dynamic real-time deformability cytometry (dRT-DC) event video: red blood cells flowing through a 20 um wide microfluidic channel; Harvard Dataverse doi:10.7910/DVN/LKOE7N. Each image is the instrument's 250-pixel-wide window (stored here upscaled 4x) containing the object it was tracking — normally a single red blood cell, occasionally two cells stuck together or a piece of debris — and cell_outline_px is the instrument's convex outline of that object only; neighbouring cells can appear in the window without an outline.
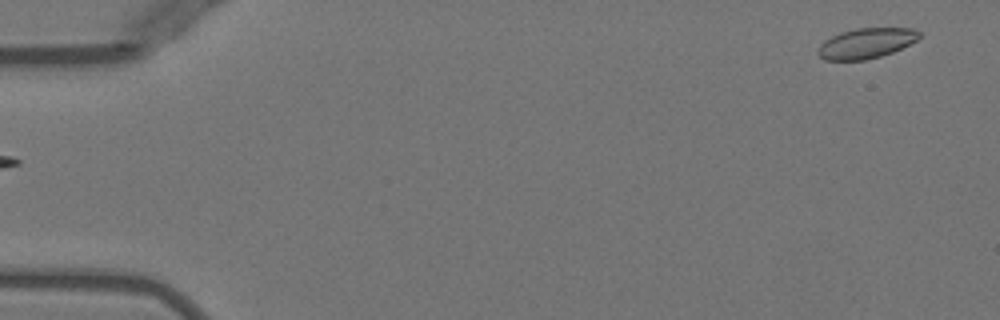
{"species": "Egyptian fruit bat (a non-hibernating species)", "species_latin": "Rousettus aegyptiacus", "temperature_condition": "warm", "stored_images_in_passage": 50, "camera_frame_rate_fps": 3000, "um_per_image_px": 0.085, "animal": {"sex": "female"}, "frame": {"image": 1, "passage_image": 1, "time_ms": 0.0, "image_size_px": [1000, 320], "cell_outline_px": [[920, 36], [916, 40], [892, 52], [880, 56], [864, 60], [824, 60], [816, 52], [820, 44], [824, 40], [840, 32], [856, 28], [912, 28], [920, 32]], "centroid_in_image_um": [73.58, 3.67], "position_along_channel_um": 11.4, "area_um2": 17.74}}
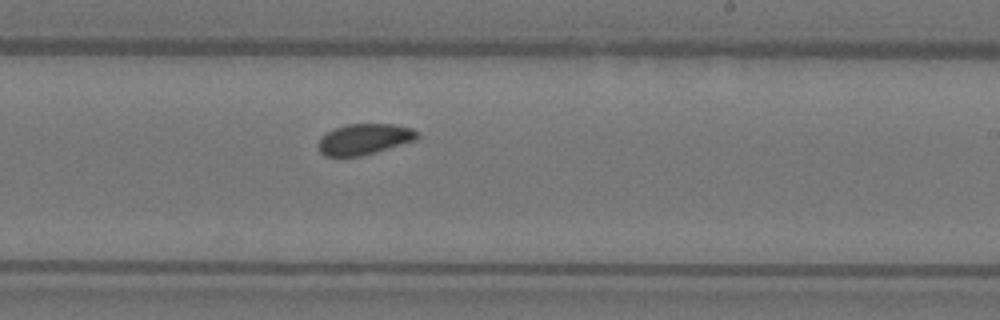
{"frame": {"image": 2, "passage_image": 30, "time_ms": 9.667, "image_size_px": [1000, 320], "cell_outline_px": [[420, 136], [416, 140], [376, 152], [360, 156], [324, 156], [320, 152], [316, 144], [320, 136], [336, 128], [348, 124], [392, 124], [412, 128], [420, 132]], "centroid_in_image_um": [30.97, 11.83], "position_along_channel_um": 258.0, "area_um2": 17.92}}
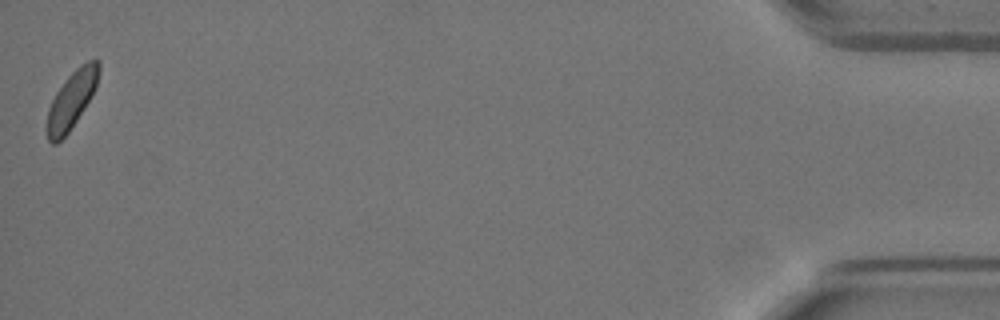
{"frame": {"image": 3, "passage_image": 50, "time_ms": 16.333, "image_size_px": [1000, 320], "cell_outline_px": [[100, 68], [96, 88], [84, 108], [68, 132], [56, 144], [52, 144], [48, 140], [44, 128], [48, 108], [56, 92], [68, 76], [80, 64], [96, 56], [100, 60]], "centroid_in_image_um": [6.07, 8.47], "position_along_channel_um": 429.1, "area_um2": 17.57}, "authors_computed_cell_mechanics": {"area_um2": 17.918, "velocity_mm_per_s": 3.9498, "shape_relaxation_time_tau1_ms": null, "shape_relaxation_time_tau2_ms": 0.9927, "deformation_change_tau1": null, "deformation_change_tau2": 0.0573}}